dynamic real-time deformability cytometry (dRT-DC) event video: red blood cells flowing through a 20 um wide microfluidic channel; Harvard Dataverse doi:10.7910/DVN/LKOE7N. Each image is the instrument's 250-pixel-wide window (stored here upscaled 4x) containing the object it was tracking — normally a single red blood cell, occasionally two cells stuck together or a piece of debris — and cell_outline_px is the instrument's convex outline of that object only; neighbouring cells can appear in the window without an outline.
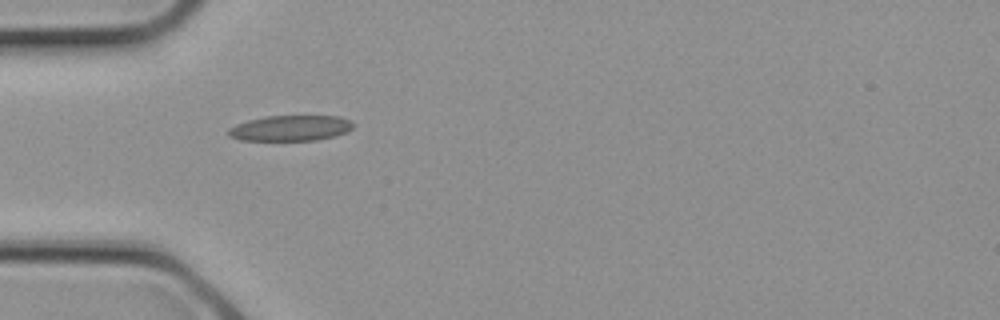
{"species": "common noctule bat (a hibernating species)", "species_latin": "Nyctalus noctula", "temperature_condition": "cold", "stored_images_in_passage": 4, "camera_frame_rate_fps": 3000, "um_per_image_px": 0.085, "animal": {"sex": "female", "body_mass_g": 21.9}, "frame": {"image": 1, "passage_image": 4, "time_ms": 1.0, "image_size_px": [1000, 320], "cell_outline_px": [[352, 128], [348, 132], [336, 136], [316, 140], [240, 140], [228, 136], [228, 128], [236, 124], [248, 120], [264, 116], [340, 116], [352, 120]], "centroid_in_image_um": [24.7, 10.89], "position_along_channel_um": 60.3, "area_um2": 18.73}}